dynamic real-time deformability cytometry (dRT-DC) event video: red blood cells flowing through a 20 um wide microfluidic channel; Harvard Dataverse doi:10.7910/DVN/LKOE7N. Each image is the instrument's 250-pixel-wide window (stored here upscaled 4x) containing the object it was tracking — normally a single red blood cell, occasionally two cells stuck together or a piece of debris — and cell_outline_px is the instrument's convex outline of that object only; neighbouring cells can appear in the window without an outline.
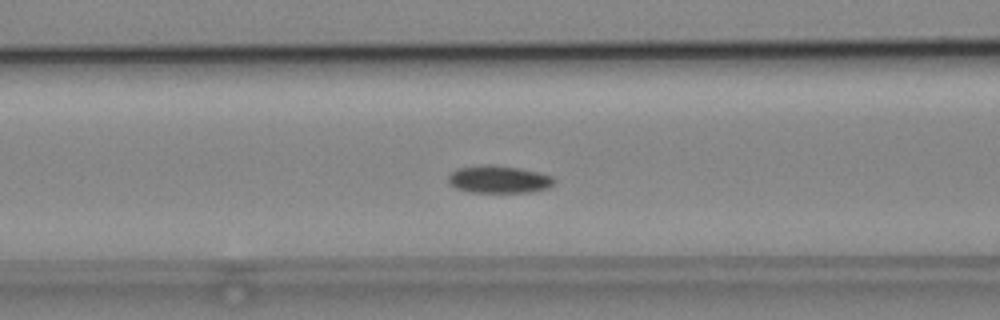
{"species": "common noctule bat (a hibernating species)", "species_latin": "Nyctalus noctula", "temperature_condition": "cold", "stored_images_in_passage": 53, "camera_frame_rate_fps": 3000, "um_per_image_px": 0.085, "animal": {"sex": "male", "body_mass_g": 19.2, "forearm_length_mm": 51.8}, "frame": {"image": 1, "passage_image": 21, "time_ms": 6.667, "image_size_px": [1000, 320], "cell_outline_px": [[556, 180], [548, 188], [532, 192], [472, 192], [456, 188], [448, 180], [448, 176], [456, 168], [480, 164], [496, 164], [520, 168], [540, 172], [552, 176]], "centroid_in_image_um": [42.41, 15.22], "position_along_channel_um": 124.2, "area_um2": 17.17}}
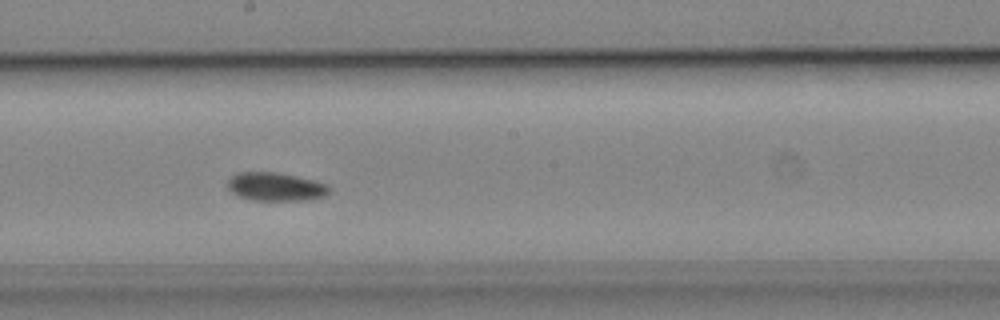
{"frame": {"image": 2, "passage_image": 29, "time_ms": 9.333, "image_size_px": [1000, 320], "cell_outline_px": [[332, 192], [324, 196], [304, 200], [252, 200], [240, 196], [232, 192], [228, 188], [228, 180], [236, 172], [280, 172], [316, 180], [328, 184], [332, 188]], "centroid_in_image_um": [23.49, 15.85], "position_along_channel_um": 224.7, "area_um2": 17.05}}
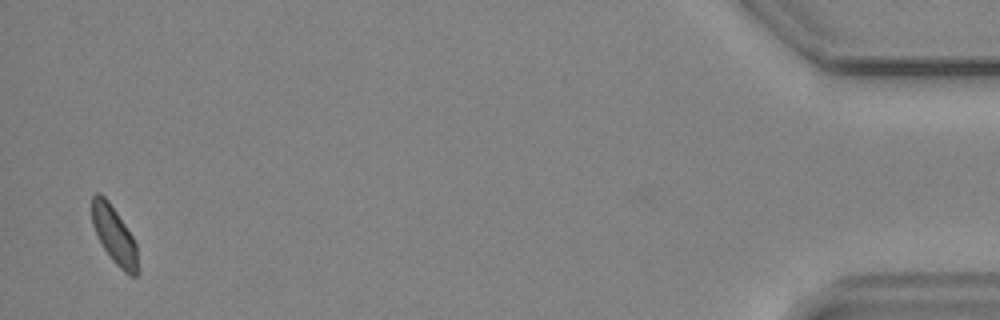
{"frame": {"image": 3, "passage_image": 52, "time_ms": 17.0, "image_size_px": [1000, 320], "cell_outline_px": [[140, 272], [136, 276], [128, 276], [112, 260], [104, 248], [92, 224], [92, 196], [96, 192], [100, 192], [108, 200], [132, 236], [136, 244]], "centroid_in_image_um": [9.74, 20.03], "position_along_channel_um": 425.5, "area_um2": 15.32}, "authors_computed_cell_mechanics": {"area_um2": 16.2996, "velocity_mm_per_s": 3.7751, "shape_relaxation_time_tau1_ms": null, "shape_relaxation_time_tau2_ms": 10.1651, "deformation_change_tau1": null, "deformation_change_tau2": 0.1364}}